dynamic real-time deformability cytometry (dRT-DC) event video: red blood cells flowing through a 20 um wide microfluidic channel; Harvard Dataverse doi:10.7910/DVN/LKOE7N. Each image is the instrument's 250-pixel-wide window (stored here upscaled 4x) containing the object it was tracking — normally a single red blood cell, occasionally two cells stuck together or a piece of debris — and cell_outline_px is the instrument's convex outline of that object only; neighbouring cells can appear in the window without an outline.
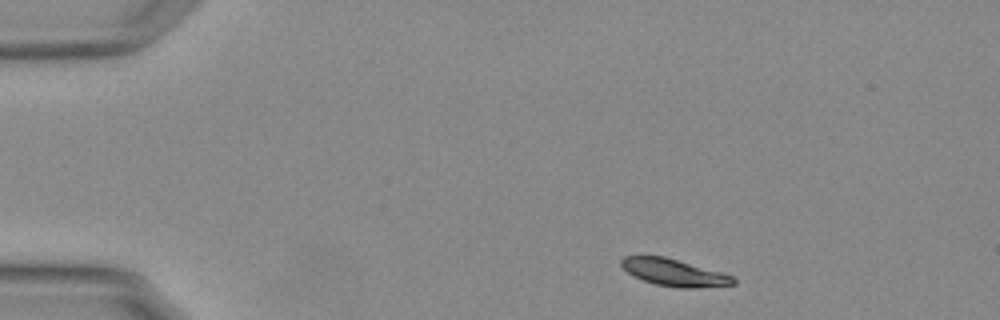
{"species": "Egyptian fruit bat (a non-hibernating species)", "species_latin": "Rousettus aegyptiacus", "temperature_condition": "warm", "stored_images_in_passage": 47, "camera_frame_rate_fps": 3000, "um_per_image_px": 0.085, "animal": {"sex": "female"}, "frame": {"image": 1, "passage_image": 1, "time_ms": 0.0, "image_size_px": [1000, 320], "cell_outline_px": [[736, 284], [696, 288], [680, 288], [656, 284], [632, 276], [620, 264], [620, 260], [624, 256], [664, 256], [720, 272], [732, 276], [736, 280]], "centroid_in_image_um": [57.28, 23.17], "position_along_channel_um": 27.7, "area_um2": 17.46}}
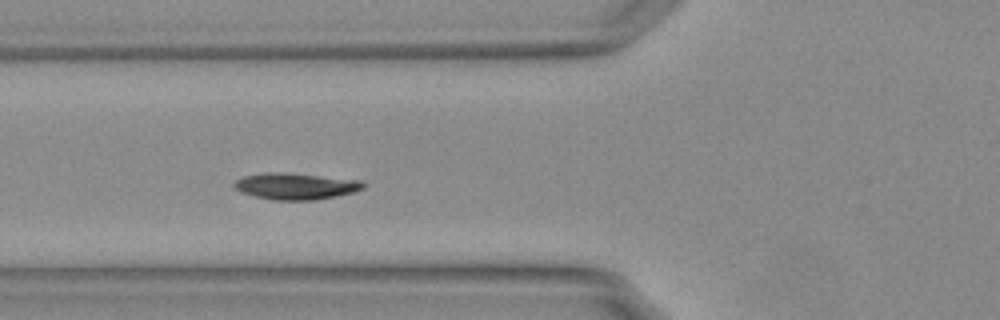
{"frame": {"image": 2, "passage_image": 13, "time_ms": 4.0, "image_size_px": [1000, 320], "cell_outline_px": [[364, 188], [352, 192], [336, 196], [316, 200], [272, 200], [240, 192], [232, 184], [236, 180], [244, 176], [268, 172], [280, 172], [360, 180], [364, 184]], "centroid_in_image_um": [25.1, 15.83], "position_along_channel_um": 100.7, "area_um2": 19.65}}
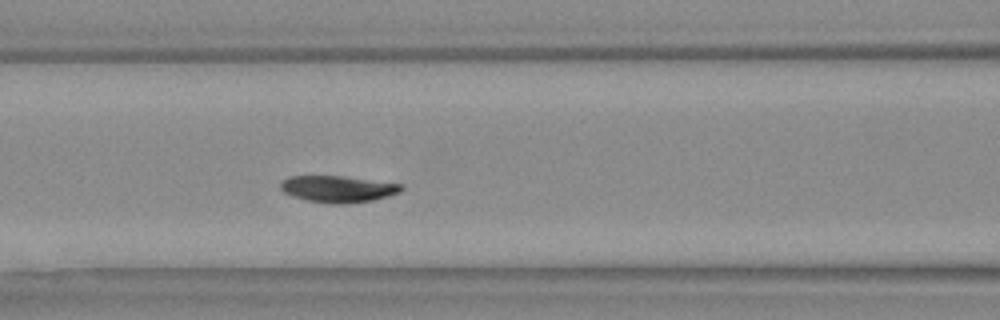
{"frame": {"image": 3, "passage_image": 16, "time_ms": 5.0, "image_size_px": [1000, 320], "cell_outline_px": [[404, 188], [400, 192], [388, 196], [372, 200], [344, 204], [328, 204], [308, 200], [292, 196], [284, 192], [280, 188], [280, 184], [288, 176], [344, 176], [404, 184]], "centroid_in_image_um": [28.75, 16.06], "position_along_channel_um": 137.9, "area_um2": 18.79}, "authors_computed_cell_mechanics": {"area_um2": 18.5538, "velocity_mm_per_s": 3.6895, "shape_relaxation_time_tau1_ms": 3.0144, "shape_relaxation_time_tau2_ms": null, "deformation_change_tau1": 0.0929, "deformation_change_tau2": null}}